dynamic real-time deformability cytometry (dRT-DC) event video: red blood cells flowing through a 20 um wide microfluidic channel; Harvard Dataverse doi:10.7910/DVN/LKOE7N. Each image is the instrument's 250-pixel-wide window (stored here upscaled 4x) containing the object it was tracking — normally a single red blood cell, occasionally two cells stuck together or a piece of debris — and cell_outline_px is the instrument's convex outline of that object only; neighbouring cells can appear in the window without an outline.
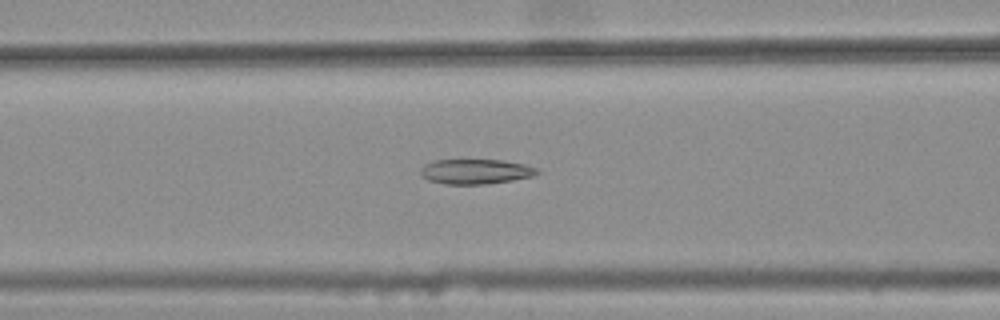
{"species": "common noctule bat (a hibernating species)", "species_latin": "Nyctalus noctula", "temperature_condition": "warm", "stored_images_in_passage": 41, "camera_frame_rate_fps": 3000, "um_per_image_px": 0.085, "animal": {"sex": "female", "body_mass_g": 25.1}, "frame": {"image": 1, "passage_image": 16, "time_ms": 5.0, "image_size_px": [1000, 320], "cell_outline_px": [[540, 172], [532, 176], [512, 180], [484, 184], [444, 184], [428, 180], [420, 172], [420, 168], [424, 164], [436, 160], [500, 160], [524, 164], [536, 168]], "centroid_in_image_um": [40.4, 14.58], "position_along_channel_um": 126.2, "area_um2": 16.76}}
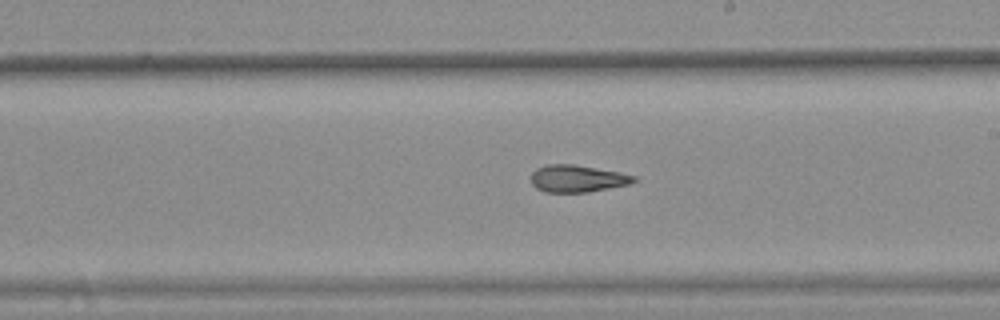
{"frame": {"image": 2, "passage_image": 25, "time_ms": 8.0, "image_size_px": [1000, 320], "cell_outline_px": [[636, 180], [628, 184], [588, 192], [544, 192], [536, 188], [532, 184], [532, 172], [536, 168], [548, 164], [576, 164], [620, 172], [636, 176]], "centroid_in_image_um": [49.06, 15.17], "position_along_channel_um": 239.9, "area_um2": 16.24}}
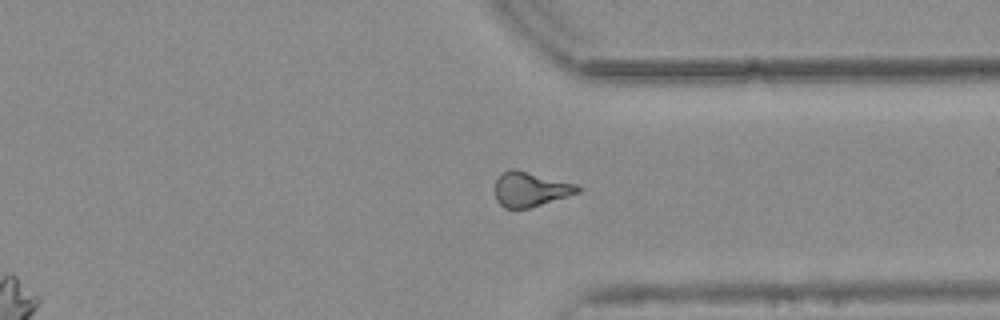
{"frame": {"image": 3, "passage_image": 35, "time_ms": 11.333, "image_size_px": [1000, 320], "cell_outline_px": [[584, 188], [580, 192], [568, 196], [528, 208], [504, 208], [496, 200], [496, 180], [504, 172], [512, 168], [576, 184]], "centroid_in_image_um": [45.11, 16.09], "position_along_channel_um": 366.3, "area_um2": 16.42}, "authors_computed_cell_mechanics": {"area_um2": 16.762, "velocity_mm_per_s": 3.799, "shape_relaxation_time_tau1_ms": null, "shape_relaxation_time_tau2_ms": 3.9476, "deformation_change_tau1": null, "deformation_change_tau2": 0.1444}}